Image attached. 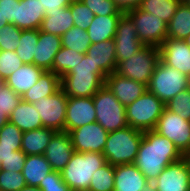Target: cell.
Segmentation results:
<instances>
[{"label": "cell", "instance_id": "obj_44", "mask_svg": "<svg viewBox=\"0 0 190 191\" xmlns=\"http://www.w3.org/2000/svg\"><path fill=\"white\" fill-rule=\"evenodd\" d=\"M41 191H72L63 181L60 171H51L38 186Z\"/></svg>", "mask_w": 190, "mask_h": 191}, {"label": "cell", "instance_id": "obj_34", "mask_svg": "<svg viewBox=\"0 0 190 191\" xmlns=\"http://www.w3.org/2000/svg\"><path fill=\"white\" fill-rule=\"evenodd\" d=\"M62 47L72 49L81 54H86L91 45L88 32L73 26L61 36Z\"/></svg>", "mask_w": 190, "mask_h": 191}, {"label": "cell", "instance_id": "obj_56", "mask_svg": "<svg viewBox=\"0 0 190 191\" xmlns=\"http://www.w3.org/2000/svg\"><path fill=\"white\" fill-rule=\"evenodd\" d=\"M71 3L82 2V0H69Z\"/></svg>", "mask_w": 190, "mask_h": 191}, {"label": "cell", "instance_id": "obj_52", "mask_svg": "<svg viewBox=\"0 0 190 191\" xmlns=\"http://www.w3.org/2000/svg\"><path fill=\"white\" fill-rule=\"evenodd\" d=\"M20 191H41L39 187L34 186H24Z\"/></svg>", "mask_w": 190, "mask_h": 191}, {"label": "cell", "instance_id": "obj_38", "mask_svg": "<svg viewBox=\"0 0 190 191\" xmlns=\"http://www.w3.org/2000/svg\"><path fill=\"white\" fill-rule=\"evenodd\" d=\"M165 107L183 119L190 120V88L176 94Z\"/></svg>", "mask_w": 190, "mask_h": 191}, {"label": "cell", "instance_id": "obj_5", "mask_svg": "<svg viewBox=\"0 0 190 191\" xmlns=\"http://www.w3.org/2000/svg\"><path fill=\"white\" fill-rule=\"evenodd\" d=\"M164 108L165 104L147 89L133 103L125 107L127 123L142 132L154 130Z\"/></svg>", "mask_w": 190, "mask_h": 191}, {"label": "cell", "instance_id": "obj_57", "mask_svg": "<svg viewBox=\"0 0 190 191\" xmlns=\"http://www.w3.org/2000/svg\"><path fill=\"white\" fill-rule=\"evenodd\" d=\"M4 83V81L0 78V87Z\"/></svg>", "mask_w": 190, "mask_h": 191}, {"label": "cell", "instance_id": "obj_8", "mask_svg": "<svg viewBox=\"0 0 190 191\" xmlns=\"http://www.w3.org/2000/svg\"><path fill=\"white\" fill-rule=\"evenodd\" d=\"M159 60V47L144 45L135 55L120 62L116 67L115 73L145 84L148 87Z\"/></svg>", "mask_w": 190, "mask_h": 191}, {"label": "cell", "instance_id": "obj_33", "mask_svg": "<svg viewBox=\"0 0 190 191\" xmlns=\"http://www.w3.org/2000/svg\"><path fill=\"white\" fill-rule=\"evenodd\" d=\"M39 39V29L22 30L16 54L24 64H33V57Z\"/></svg>", "mask_w": 190, "mask_h": 191}, {"label": "cell", "instance_id": "obj_17", "mask_svg": "<svg viewBox=\"0 0 190 191\" xmlns=\"http://www.w3.org/2000/svg\"><path fill=\"white\" fill-rule=\"evenodd\" d=\"M160 59L190 77V48L184 40L166 38L159 47Z\"/></svg>", "mask_w": 190, "mask_h": 191}, {"label": "cell", "instance_id": "obj_39", "mask_svg": "<svg viewBox=\"0 0 190 191\" xmlns=\"http://www.w3.org/2000/svg\"><path fill=\"white\" fill-rule=\"evenodd\" d=\"M23 65L15 51L0 50V78L3 81Z\"/></svg>", "mask_w": 190, "mask_h": 191}, {"label": "cell", "instance_id": "obj_32", "mask_svg": "<svg viewBox=\"0 0 190 191\" xmlns=\"http://www.w3.org/2000/svg\"><path fill=\"white\" fill-rule=\"evenodd\" d=\"M83 56L84 54L72 49L61 47L54 57L51 71L61 78L77 66L83 60Z\"/></svg>", "mask_w": 190, "mask_h": 191}, {"label": "cell", "instance_id": "obj_55", "mask_svg": "<svg viewBox=\"0 0 190 191\" xmlns=\"http://www.w3.org/2000/svg\"><path fill=\"white\" fill-rule=\"evenodd\" d=\"M184 41L188 45V47L190 48V35L187 36Z\"/></svg>", "mask_w": 190, "mask_h": 191}, {"label": "cell", "instance_id": "obj_41", "mask_svg": "<svg viewBox=\"0 0 190 191\" xmlns=\"http://www.w3.org/2000/svg\"><path fill=\"white\" fill-rule=\"evenodd\" d=\"M94 15L108 16V15H122L121 11L114 0H82Z\"/></svg>", "mask_w": 190, "mask_h": 191}, {"label": "cell", "instance_id": "obj_4", "mask_svg": "<svg viewBox=\"0 0 190 191\" xmlns=\"http://www.w3.org/2000/svg\"><path fill=\"white\" fill-rule=\"evenodd\" d=\"M106 163L103 153L75 151L60 172L63 181L72 191H88L93 173Z\"/></svg>", "mask_w": 190, "mask_h": 191}, {"label": "cell", "instance_id": "obj_48", "mask_svg": "<svg viewBox=\"0 0 190 191\" xmlns=\"http://www.w3.org/2000/svg\"><path fill=\"white\" fill-rule=\"evenodd\" d=\"M117 7L124 13L128 10L139 7L142 0H114Z\"/></svg>", "mask_w": 190, "mask_h": 191}, {"label": "cell", "instance_id": "obj_40", "mask_svg": "<svg viewBox=\"0 0 190 191\" xmlns=\"http://www.w3.org/2000/svg\"><path fill=\"white\" fill-rule=\"evenodd\" d=\"M69 7L74 19V26L87 31L95 16L94 13L82 2L71 3Z\"/></svg>", "mask_w": 190, "mask_h": 191}, {"label": "cell", "instance_id": "obj_9", "mask_svg": "<svg viewBox=\"0 0 190 191\" xmlns=\"http://www.w3.org/2000/svg\"><path fill=\"white\" fill-rule=\"evenodd\" d=\"M133 21L139 40L144 45L160 47L167 38V24L139 7L125 12Z\"/></svg>", "mask_w": 190, "mask_h": 191}, {"label": "cell", "instance_id": "obj_24", "mask_svg": "<svg viewBox=\"0 0 190 191\" xmlns=\"http://www.w3.org/2000/svg\"><path fill=\"white\" fill-rule=\"evenodd\" d=\"M74 26V19L70 7H63L55 11H45L40 30L46 33L62 36Z\"/></svg>", "mask_w": 190, "mask_h": 191}, {"label": "cell", "instance_id": "obj_51", "mask_svg": "<svg viewBox=\"0 0 190 191\" xmlns=\"http://www.w3.org/2000/svg\"><path fill=\"white\" fill-rule=\"evenodd\" d=\"M142 191H157V188L153 181H148L147 184L144 185Z\"/></svg>", "mask_w": 190, "mask_h": 191}, {"label": "cell", "instance_id": "obj_35", "mask_svg": "<svg viewBox=\"0 0 190 191\" xmlns=\"http://www.w3.org/2000/svg\"><path fill=\"white\" fill-rule=\"evenodd\" d=\"M114 175L115 166L106 163L93 173L88 191H114Z\"/></svg>", "mask_w": 190, "mask_h": 191}, {"label": "cell", "instance_id": "obj_36", "mask_svg": "<svg viewBox=\"0 0 190 191\" xmlns=\"http://www.w3.org/2000/svg\"><path fill=\"white\" fill-rule=\"evenodd\" d=\"M23 132L13 123L8 121L0 129V148L21 150Z\"/></svg>", "mask_w": 190, "mask_h": 191}, {"label": "cell", "instance_id": "obj_27", "mask_svg": "<svg viewBox=\"0 0 190 191\" xmlns=\"http://www.w3.org/2000/svg\"><path fill=\"white\" fill-rule=\"evenodd\" d=\"M122 15H95L87 29L91 44L114 39L117 23Z\"/></svg>", "mask_w": 190, "mask_h": 191}, {"label": "cell", "instance_id": "obj_42", "mask_svg": "<svg viewBox=\"0 0 190 191\" xmlns=\"http://www.w3.org/2000/svg\"><path fill=\"white\" fill-rule=\"evenodd\" d=\"M26 182L22 172L1 170L0 191H20Z\"/></svg>", "mask_w": 190, "mask_h": 191}, {"label": "cell", "instance_id": "obj_6", "mask_svg": "<svg viewBox=\"0 0 190 191\" xmlns=\"http://www.w3.org/2000/svg\"><path fill=\"white\" fill-rule=\"evenodd\" d=\"M147 88L167 104L176 94L190 88V77L160 59Z\"/></svg>", "mask_w": 190, "mask_h": 191}, {"label": "cell", "instance_id": "obj_20", "mask_svg": "<svg viewBox=\"0 0 190 191\" xmlns=\"http://www.w3.org/2000/svg\"><path fill=\"white\" fill-rule=\"evenodd\" d=\"M86 55L106 76L116 71L117 60L114 39L91 44Z\"/></svg>", "mask_w": 190, "mask_h": 191}, {"label": "cell", "instance_id": "obj_1", "mask_svg": "<svg viewBox=\"0 0 190 191\" xmlns=\"http://www.w3.org/2000/svg\"><path fill=\"white\" fill-rule=\"evenodd\" d=\"M184 155L168 138L154 130L144 131L134 165L149 181H154L169 165Z\"/></svg>", "mask_w": 190, "mask_h": 191}, {"label": "cell", "instance_id": "obj_47", "mask_svg": "<svg viewBox=\"0 0 190 191\" xmlns=\"http://www.w3.org/2000/svg\"><path fill=\"white\" fill-rule=\"evenodd\" d=\"M45 11H55L70 6L69 0H39Z\"/></svg>", "mask_w": 190, "mask_h": 191}, {"label": "cell", "instance_id": "obj_45", "mask_svg": "<svg viewBox=\"0 0 190 191\" xmlns=\"http://www.w3.org/2000/svg\"><path fill=\"white\" fill-rule=\"evenodd\" d=\"M27 155L22 151H14V155L8 156L1 161L2 170L22 172Z\"/></svg>", "mask_w": 190, "mask_h": 191}, {"label": "cell", "instance_id": "obj_15", "mask_svg": "<svg viewBox=\"0 0 190 191\" xmlns=\"http://www.w3.org/2000/svg\"><path fill=\"white\" fill-rule=\"evenodd\" d=\"M96 122L93 97H70L66 106L65 131Z\"/></svg>", "mask_w": 190, "mask_h": 191}, {"label": "cell", "instance_id": "obj_54", "mask_svg": "<svg viewBox=\"0 0 190 191\" xmlns=\"http://www.w3.org/2000/svg\"><path fill=\"white\" fill-rule=\"evenodd\" d=\"M7 24H10L9 22H4L2 15L0 14V28L3 26H6Z\"/></svg>", "mask_w": 190, "mask_h": 191}, {"label": "cell", "instance_id": "obj_12", "mask_svg": "<svg viewBox=\"0 0 190 191\" xmlns=\"http://www.w3.org/2000/svg\"><path fill=\"white\" fill-rule=\"evenodd\" d=\"M69 135L76 152L102 153L106 145L108 132L98 122H92L71 130Z\"/></svg>", "mask_w": 190, "mask_h": 191}, {"label": "cell", "instance_id": "obj_22", "mask_svg": "<svg viewBox=\"0 0 190 191\" xmlns=\"http://www.w3.org/2000/svg\"><path fill=\"white\" fill-rule=\"evenodd\" d=\"M45 9L39 0H20L17 5L16 27L22 30L40 29Z\"/></svg>", "mask_w": 190, "mask_h": 191}, {"label": "cell", "instance_id": "obj_30", "mask_svg": "<svg viewBox=\"0 0 190 191\" xmlns=\"http://www.w3.org/2000/svg\"><path fill=\"white\" fill-rule=\"evenodd\" d=\"M190 35V5L181 2L167 24V38L185 40Z\"/></svg>", "mask_w": 190, "mask_h": 191}, {"label": "cell", "instance_id": "obj_26", "mask_svg": "<svg viewBox=\"0 0 190 191\" xmlns=\"http://www.w3.org/2000/svg\"><path fill=\"white\" fill-rule=\"evenodd\" d=\"M61 88L60 77L52 71H44L34 84L21 98L28 103H35L41 97L53 95Z\"/></svg>", "mask_w": 190, "mask_h": 191}, {"label": "cell", "instance_id": "obj_53", "mask_svg": "<svg viewBox=\"0 0 190 191\" xmlns=\"http://www.w3.org/2000/svg\"><path fill=\"white\" fill-rule=\"evenodd\" d=\"M184 158L187 160L190 167V149L184 154Z\"/></svg>", "mask_w": 190, "mask_h": 191}, {"label": "cell", "instance_id": "obj_31", "mask_svg": "<svg viewBox=\"0 0 190 191\" xmlns=\"http://www.w3.org/2000/svg\"><path fill=\"white\" fill-rule=\"evenodd\" d=\"M179 0H142L139 8L162 19L166 24L174 16L179 4Z\"/></svg>", "mask_w": 190, "mask_h": 191}, {"label": "cell", "instance_id": "obj_49", "mask_svg": "<svg viewBox=\"0 0 190 191\" xmlns=\"http://www.w3.org/2000/svg\"><path fill=\"white\" fill-rule=\"evenodd\" d=\"M11 155H14L13 149L0 148V160L1 161Z\"/></svg>", "mask_w": 190, "mask_h": 191}, {"label": "cell", "instance_id": "obj_14", "mask_svg": "<svg viewBox=\"0 0 190 191\" xmlns=\"http://www.w3.org/2000/svg\"><path fill=\"white\" fill-rule=\"evenodd\" d=\"M157 191H190V167L183 157L169 164L153 181Z\"/></svg>", "mask_w": 190, "mask_h": 191}, {"label": "cell", "instance_id": "obj_25", "mask_svg": "<svg viewBox=\"0 0 190 191\" xmlns=\"http://www.w3.org/2000/svg\"><path fill=\"white\" fill-rule=\"evenodd\" d=\"M9 121L16 125L22 132L43 127L39 112L32 103L21 101L13 110Z\"/></svg>", "mask_w": 190, "mask_h": 191}, {"label": "cell", "instance_id": "obj_16", "mask_svg": "<svg viewBox=\"0 0 190 191\" xmlns=\"http://www.w3.org/2000/svg\"><path fill=\"white\" fill-rule=\"evenodd\" d=\"M74 152L69 133L66 131H56L47 145L44 156L52 170L62 171Z\"/></svg>", "mask_w": 190, "mask_h": 191}, {"label": "cell", "instance_id": "obj_2", "mask_svg": "<svg viewBox=\"0 0 190 191\" xmlns=\"http://www.w3.org/2000/svg\"><path fill=\"white\" fill-rule=\"evenodd\" d=\"M107 76L84 54L83 60L60 78L61 89L70 97H93Z\"/></svg>", "mask_w": 190, "mask_h": 191}, {"label": "cell", "instance_id": "obj_37", "mask_svg": "<svg viewBox=\"0 0 190 191\" xmlns=\"http://www.w3.org/2000/svg\"><path fill=\"white\" fill-rule=\"evenodd\" d=\"M22 29L13 24H7L0 28V50L16 51L19 46Z\"/></svg>", "mask_w": 190, "mask_h": 191}, {"label": "cell", "instance_id": "obj_50", "mask_svg": "<svg viewBox=\"0 0 190 191\" xmlns=\"http://www.w3.org/2000/svg\"><path fill=\"white\" fill-rule=\"evenodd\" d=\"M9 118L6 112L0 110V129L9 121Z\"/></svg>", "mask_w": 190, "mask_h": 191}, {"label": "cell", "instance_id": "obj_43", "mask_svg": "<svg viewBox=\"0 0 190 191\" xmlns=\"http://www.w3.org/2000/svg\"><path fill=\"white\" fill-rule=\"evenodd\" d=\"M21 96L12 90L5 82L0 87V110L10 117L21 101Z\"/></svg>", "mask_w": 190, "mask_h": 191}, {"label": "cell", "instance_id": "obj_21", "mask_svg": "<svg viewBox=\"0 0 190 191\" xmlns=\"http://www.w3.org/2000/svg\"><path fill=\"white\" fill-rule=\"evenodd\" d=\"M148 181L134 164L115 166L114 191H142Z\"/></svg>", "mask_w": 190, "mask_h": 191}, {"label": "cell", "instance_id": "obj_7", "mask_svg": "<svg viewBox=\"0 0 190 191\" xmlns=\"http://www.w3.org/2000/svg\"><path fill=\"white\" fill-rule=\"evenodd\" d=\"M96 122L108 133L128 125L125 106L104 84L93 96Z\"/></svg>", "mask_w": 190, "mask_h": 191}, {"label": "cell", "instance_id": "obj_3", "mask_svg": "<svg viewBox=\"0 0 190 191\" xmlns=\"http://www.w3.org/2000/svg\"><path fill=\"white\" fill-rule=\"evenodd\" d=\"M142 137V131L130 126L109 132L105 148L102 152L106 162L112 166L133 164Z\"/></svg>", "mask_w": 190, "mask_h": 191}, {"label": "cell", "instance_id": "obj_10", "mask_svg": "<svg viewBox=\"0 0 190 191\" xmlns=\"http://www.w3.org/2000/svg\"><path fill=\"white\" fill-rule=\"evenodd\" d=\"M154 131L172 141L183 155L190 149V120L183 119L166 107Z\"/></svg>", "mask_w": 190, "mask_h": 191}, {"label": "cell", "instance_id": "obj_29", "mask_svg": "<svg viewBox=\"0 0 190 191\" xmlns=\"http://www.w3.org/2000/svg\"><path fill=\"white\" fill-rule=\"evenodd\" d=\"M52 170L44 155H27L22 174L27 186L38 187Z\"/></svg>", "mask_w": 190, "mask_h": 191}, {"label": "cell", "instance_id": "obj_18", "mask_svg": "<svg viewBox=\"0 0 190 191\" xmlns=\"http://www.w3.org/2000/svg\"><path fill=\"white\" fill-rule=\"evenodd\" d=\"M105 85L125 107L133 103L148 88L145 84L112 73L105 79Z\"/></svg>", "mask_w": 190, "mask_h": 191}, {"label": "cell", "instance_id": "obj_13", "mask_svg": "<svg viewBox=\"0 0 190 191\" xmlns=\"http://www.w3.org/2000/svg\"><path fill=\"white\" fill-rule=\"evenodd\" d=\"M117 65L135 55L144 44L139 40L132 19L123 13L114 37Z\"/></svg>", "mask_w": 190, "mask_h": 191}, {"label": "cell", "instance_id": "obj_19", "mask_svg": "<svg viewBox=\"0 0 190 191\" xmlns=\"http://www.w3.org/2000/svg\"><path fill=\"white\" fill-rule=\"evenodd\" d=\"M33 57V64L44 71H51L53 60L62 47L61 37L39 29V39Z\"/></svg>", "mask_w": 190, "mask_h": 191}, {"label": "cell", "instance_id": "obj_28", "mask_svg": "<svg viewBox=\"0 0 190 191\" xmlns=\"http://www.w3.org/2000/svg\"><path fill=\"white\" fill-rule=\"evenodd\" d=\"M55 132V130L45 127L23 132L21 150L26 155H44Z\"/></svg>", "mask_w": 190, "mask_h": 191}, {"label": "cell", "instance_id": "obj_11", "mask_svg": "<svg viewBox=\"0 0 190 191\" xmlns=\"http://www.w3.org/2000/svg\"><path fill=\"white\" fill-rule=\"evenodd\" d=\"M68 96L60 88L53 95L39 98L33 103L39 112L42 125L55 131H65L66 106Z\"/></svg>", "mask_w": 190, "mask_h": 191}, {"label": "cell", "instance_id": "obj_23", "mask_svg": "<svg viewBox=\"0 0 190 191\" xmlns=\"http://www.w3.org/2000/svg\"><path fill=\"white\" fill-rule=\"evenodd\" d=\"M44 70L34 64H24L12 73L4 82L17 94L26 93L42 75Z\"/></svg>", "mask_w": 190, "mask_h": 191}, {"label": "cell", "instance_id": "obj_46", "mask_svg": "<svg viewBox=\"0 0 190 191\" xmlns=\"http://www.w3.org/2000/svg\"><path fill=\"white\" fill-rule=\"evenodd\" d=\"M20 0H0V14L4 22H9L16 26L17 5Z\"/></svg>", "mask_w": 190, "mask_h": 191}]
</instances>
